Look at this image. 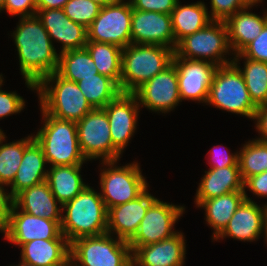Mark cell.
<instances>
[{
    "mask_svg": "<svg viewBox=\"0 0 267 266\" xmlns=\"http://www.w3.org/2000/svg\"><path fill=\"white\" fill-rule=\"evenodd\" d=\"M21 75L31 90L48 75L56 72L59 54L40 19L36 16L20 17L13 32Z\"/></svg>",
    "mask_w": 267,
    "mask_h": 266,
    "instance_id": "1",
    "label": "cell"
},
{
    "mask_svg": "<svg viewBox=\"0 0 267 266\" xmlns=\"http://www.w3.org/2000/svg\"><path fill=\"white\" fill-rule=\"evenodd\" d=\"M61 233L72 241L107 233V213L101 194L89 185L71 201L62 205Z\"/></svg>",
    "mask_w": 267,
    "mask_h": 266,
    "instance_id": "2",
    "label": "cell"
},
{
    "mask_svg": "<svg viewBox=\"0 0 267 266\" xmlns=\"http://www.w3.org/2000/svg\"><path fill=\"white\" fill-rule=\"evenodd\" d=\"M174 50L161 45L129 44L122 49L121 93H133L172 63Z\"/></svg>",
    "mask_w": 267,
    "mask_h": 266,
    "instance_id": "3",
    "label": "cell"
},
{
    "mask_svg": "<svg viewBox=\"0 0 267 266\" xmlns=\"http://www.w3.org/2000/svg\"><path fill=\"white\" fill-rule=\"evenodd\" d=\"M43 127L34 134V140L42 148L51 166L82 165L85 161L79 142L77 124L47 114L42 108Z\"/></svg>",
    "mask_w": 267,
    "mask_h": 266,
    "instance_id": "4",
    "label": "cell"
},
{
    "mask_svg": "<svg viewBox=\"0 0 267 266\" xmlns=\"http://www.w3.org/2000/svg\"><path fill=\"white\" fill-rule=\"evenodd\" d=\"M36 91L40 107L59 119L77 122L93 109L78 84L64 79L56 72L45 77L36 86Z\"/></svg>",
    "mask_w": 267,
    "mask_h": 266,
    "instance_id": "5",
    "label": "cell"
},
{
    "mask_svg": "<svg viewBox=\"0 0 267 266\" xmlns=\"http://www.w3.org/2000/svg\"><path fill=\"white\" fill-rule=\"evenodd\" d=\"M207 104L252 120L258 108L252 102L244 77L234 63L217 67Z\"/></svg>",
    "mask_w": 267,
    "mask_h": 266,
    "instance_id": "6",
    "label": "cell"
},
{
    "mask_svg": "<svg viewBox=\"0 0 267 266\" xmlns=\"http://www.w3.org/2000/svg\"><path fill=\"white\" fill-rule=\"evenodd\" d=\"M105 233L70 243V259L78 266H130L132 251L127 241Z\"/></svg>",
    "mask_w": 267,
    "mask_h": 266,
    "instance_id": "7",
    "label": "cell"
},
{
    "mask_svg": "<svg viewBox=\"0 0 267 266\" xmlns=\"http://www.w3.org/2000/svg\"><path fill=\"white\" fill-rule=\"evenodd\" d=\"M231 51L225 22L212 21L203 29L182 38L176 45V57L210 62L216 66L233 63L224 55Z\"/></svg>",
    "mask_w": 267,
    "mask_h": 266,
    "instance_id": "8",
    "label": "cell"
},
{
    "mask_svg": "<svg viewBox=\"0 0 267 266\" xmlns=\"http://www.w3.org/2000/svg\"><path fill=\"white\" fill-rule=\"evenodd\" d=\"M108 168L100 172L101 198L106 209L135 200L147 188L140 166L137 162L116 166L117 161H102Z\"/></svg>",
    "mask_w": 267,
    "mask_h": 266,
    "instance_id": "9",
    "label": "cell"
},
{
    "mask_svg": "<svg viewBox=\"0 0 267 266\" xmlns=\"http://www.w3.org/2000/svg\"><path fill=\"white\" fill-rule=\"evenodd\" d=\"M78 142L85 159L119 161L122 155L111 140L109 119L103 108H94L76 122Z\"/></svg>",
    "mask_w": 267,
    "mask_h": 266,
    "instance_id": "10",
    "label": "cell"
},
{
    "mask_svg": "<svg viewBox=\"0 0 267 266\" xmlns=\"http://www.w3.org/2000/svg\"><path fill=\"white\" fill-rule=\"evenodd\" d=\"M131 20L130 1L119 0L103 6L87 29L88 41L110 43L123 49L132 43Z\"/></svg>",
    "mask_w": 267,
    "mask_h": 266,
    "instance_id": "11",
    "label": "cell"
},
{
    "mask_svg": "<svg viewBox=\"0 0 267 266\" xmlns=\"http://www.w3.org/2000/svg\"><path fill=\"white\" fill-rule=\"evenodd\" d=\"M184 211V206L156 199L149 206L137 232L128 241L129 246H146L177 234L178 232L174 231L173 227Z\"/></svg>",
    "mask_w": 267,
    "mask_h": 266,
    "instance_id": "12",
    "label": "cell"
},
{
    "mask_svg": "<svg viewBox=\"0 0 267 266\" xmlns=\"http://www.w3.org/2000/svg\"><path fill=\"white\" fill-rule=\"evenodd\" d=\"M61 220H48L19 211L13 203L5 227L0 231L4 233L5 240L18 245L35 239H66L61 233Z\"/></svg>",
    "mask_w": 267,
    "mask_h": 266,
    "instance_id": "13",
    "label": "cell"
},
{
    "mask_svg": "<svg viewBox=\"0 0 267 266\" xmlns=\"http://www.w3.org/2000/svg\"><path fill=\"white\" fill-rule=\"evenodd\" d=\"M133 94L139 105L154 112L172 111L181 101L177 69L172 62L162 72L143 83Z\"/></svg>",
    "mask_w": 267,
    "mask_h": 266,
    "instance_id": "14",
    "label": "cell"
},
{
    "mask_svg": "<svg viewBox=\"0 0 267 266\" xmlns=\"http://www.w3.org/2000/svg\"><path fill=\"white\" fill-rule=\"evenodd\" d=\"M172 62L177 69L181 101L207 103L210 85L218 66L207 61L184 59L175 55Z\"/></svg>",
    "mask_w": 267,
    "mask_h": 266,
    "instance_id": "15",
    "label": "cell"
},
{
    "mask_svg": "<svg viewBox=\"0 0 267 266\" xmlns=\"http://www.w3.org/2000/svg\"><path fill=\"white\" fill-rule=\"evenodd\" d=\"M139 107L133 93H120L103 108L109 119L113 146L121 154L135 133Z\"/></svg>",
    "mask_w": 267,
    "mask_h": 266,
    "instance_id": "16",
    "label": "cell"
},
{
    "mask_svg": "<svg viewBox=\"0 0 267 266\" xmlns=\"http://www.w3.org/2000/svg\"><path fill=\"white\" fill-rule=\"evenodd\" d=\"M131 38L133 44L161 45L175 50L171 14L132 8Z\"/></svg>",
    "mask_w": 267,
    "mask_h": 266,
    "instance_id": "17",
    "label": "cell"
},
{
    "mask_svg": "<svg viewBox=\"0 0 267 266\" xmlns=\"http://www.w3.org/2000/svg\"><path fill=\"white\" fill-rule=\"evenodd\" d=\"M156 199L146 189L135 200L109 208L107 213V233H115L117 238L128 242L137 232L149 206Z\"/></svg>",
    "mask_w": 267,
    "mask_h": 266,
    "instance_id": "18",
    "label": "cell"
},
{
    "mask_svg": "<svg viewBox=\"0 0 267 266\" xmlns=\"http://www.w3.org/2000/svg\"><path fill=\"white\" fill-rule=\"evenodd\" d=\"M36 16L50 39L62 44L60 53L85 47L88 41L87 28L73 22L63 9H37Z\"/></svg>",
    "mask_w": 267,
    "mask_h": 266,
    "instance_id": "19",
    "label": "cell"
},
{
    "mask_svg": "<svg viewBox=\"0 0 267 266\" xmlns=\"http://www.w3.org/2000/svg\"><path fill=\"white\" fill-rule=\"evenodd\" d=\"M245 200L235 211L224 230L214 239L231 237L240 241L253 242L264 233L265 205L261 207L251 200L244 189Z\"/></svg>",
    "mask_w": 267,
    "mask_h": 266,
    "instance_id": "20",
    "label": "cell"
},
{
    "mask_svg": "<svg viewBox=\"0 0 267 266\" xmlns=\"http://www.w3.org/2000/svg\"><path fill=\"white\" fill-rule=\"evenodd\" d=\"M183 233L146 246L130 247L135 266H183L186 244Z\"/></svg>",
    "mask_w": 267,
    "mask_h": 266,
    "instance_id": "21",
    "label": "cell"
},
{
    "mask_svg": "<svg viewBox=\"0 0 267 266\" xmlns=\"http://www.w3.org/2000/svg\"><path fill=\"white\" fill-rule=\"evenodd\" d=\"M260 2L262 0H255L250 6L236 12L225 21L232 54H239L250 42L259 36L267 24V11L264 12L262 17L248 11V9L250 10V8Z\"/></svg>",
    "mask_w": 267,
    "mask_h": 266,
    "instance_id": "22",
    "label": "cell"
},
{
    "mask_svg": "<svg viewBox=\"0 0 267 266\" xmlns=\"http://www.w3.org/2000/svg\"><path fill=\"white\" fill-rule=\"evenodd\" d=\"M21 260L36 266H67L70 242L67 239H35L21 246Z\"/></svg>",
    "mask_w": 267,
    "mask_h": 266,
    "instance_id": "23",
    "label": "cell"
},
{
    "mask_svg": "<svg viewBox=\"0 0 267 266\" xmlns=\"http://www.w3.org/2000/svg\"><path fill=\"white\" fill-rule=\"evenodd\" d=\"M57 202L46 181L23 190L13 199L19 210L48 220H61L62 206Z\"/></svg>",
    "mask_w": 267,
    "mask_h": 266,
    "instance_id": "24",
    "label": "cell"
},
{
    "mask_svg": "<svg viewBox=\"0 0 267 266\" xmlns=\"http://www.w3.org/2000/svg\"><path fill=\"white\" fill-rule=\"evenodd\" d=\"M205 173L196 191L195 204L197 206L203 200H208L230 192L244 191L239 166L215 169L209 168Z\"/></svg>",
    "mask_w": 267,
    "mask_h": 266,
    "instance_id": "25",
    "label": "cell"
},
{
    "mask_svg": "<svg viewBox=\"0 0 267 266\" xmlns=\"http://www.w3.org/2000/svg\"><path fill=\"white\" fill-rule=\"evenodd\" d=\"M42 148L34 140L24 151L21 164L12 182L10 196L14 199L20 192L46 181L48 170Z\"/></svg>",
    "mask_w": 267,
    "mask_h": 266,
    "instance_id": "26",
    "label": "cell"
},
{
    "mask_svg": "<svg viewBox=\"0 0 267 266\" xmlns=\"http://www.w3.org/2000/svg\"><path fill=\"white\" fill-rule=\"evenodd\" d=\"M81 167L82 165L50 166L46 182L61 206L88 186L81 177Z\"/></svg>",
    "mask_w": 267,
    "mask_h": 266,
    "instance_id": "27",
    "label": "cell"
},
{
    "mask_svg": "<svg viewBox=\"0 0 267 266\" xmlns=\"http://www.w3.org/2000/svg\"><path fill=\"white\" fill-rule=\"evenodd\" d=\"M171 17L175 48L182 38L203 29L212 22L208 9L202 1L181 5L178 0Z\"/></svg>",
    "mask_w": 267,
    "mask_h": 266,
    "instance_id": "28",
    "label": "cell"
},
{
    "mask_svg": "<svg viewBox=\"0 0 267 266\" xmlns=\"http://www.w3.org/2000/svg\"><path fill=\"white\" fill-rule=\"evenodd\" d=\"M245 199L244 191H235L203 200L197 206L205 209L206 222L214 230L213 239L224 230Z\"/></svg>",
    "mask_w": 267,
    "mask_h": 266,
    "instance_id": "29",
    "label": "cell"
},
{
    "mask_svg": "<svg viewBox=\"0 0 267 266\" xmlns=\"http://www.w3.org/2000/svg\"><path fill=\"white\" fill-rule=\"evenodd\" d=\"M56 73L64 79L76 83L83 78L95 77V74H99L85 47L59 53Z\"/></svg>",
    "mask_w": 267,
    "mask_h": 266,
    "instance_id": "30",
    "label": "cell"
},
{
    "mask_svg": "<svg viewBox=\"0 0 267 266\" xmlns=\"http://www.w3.org/2000/svg\"><path fill=\"white\" fill-rule=\"evenodd\" d=\"M85 48L88 50L99 74L113 79L120 85L122 48L110 44L87 41Z\"/></svg>",
    "mask_w": 267,
    "mask_h": 266,
    "instance_id": "31",
    "label": "cell"
},
{
    "mask_svg": "<svg viewBox=\"0 0 267 266\" xmlns=\"http://www.w3.org/2000/svg\"><path fill=\"white\" fill-rule=\"evenodd\" d=\"M77 84L93 109L104 108L121 93L119 85L110 77L102 74L83 78Z\"/></svg>",
    "mask_w": 267,
    "mask_h": 266,
    "instance_id": "32",
    "label": "cell"
},
{
    "mask_svg": "<svg viewBox=\"0 0 267 266\" xmlns=\"http://www.w3.org/2000/svg\"><path fill=\"white\" fill-rule=\"evenodd\" d=\"M5 134L0 139V183L10 186L21 164L25 149L34 141V137L27 136L16 142L3 144Z\"/></svg>",
    "mask_w": 267,
    "mask_h": 266,
    "instance_id": "33",
    "label": "cell"
},
{
    "mask_svg": "<svg viewBox=\"0 0 267 266\" xmlns=\"http://www.w3.org/2000/svg\"><path fill=\"white\" fill-rule=\"evenodd\" d=\"M244 60L243 70L238 63L234 64L240 69L244 77L252 102L257 107L267 105V63L248 58Z\"/></svg>",
    "mask_w": 267,
    "mask_h": 266,
    "instance_id": "34",
    "label": "cell"
},
{
    "mask_svg": "<svg viewBox=\"0 0 267 266\" xmlns=\"http://www.w3.org/2000/svg\"><path fill=\"white\" fill-rule=\"evenodd\" d=\"M238 165L243 182L267 171V142L253 139L244 144L238 153Z\"/></svg>",
    "mask_w": 267,
    "mask_h": 266,
    "instance_id": "35",
    "label": "cell"
},
{
    "mask_svg": "<svg viewBox=\"0 0 267 266\" xmlns=\"http://www.w3.org/2000/svg\"><path fill=\"white\" fill-rule=\"evenodd\" d=\"M101 6L92 0H69L63 10L73 21L85 28H89L98 16Z\"/></svg>",
    "mask_w": 267,
    "mask_h": 266,
    "instance_id": "36",
    "label": "cell"
},
{
    "mask_svg": "<svg viewBox=\"0 0 267 266\" xmlns=\"http://www.w3.org/2000/svg\"><path fill=\"white\" fill-rule=\"evenodd\" d=\"M255 0H210L211 11L209 12L212 21L225 22L236 12L250 6Z\"/></svg>",
    "mask_w": 267,
    "mask_h": 266,
    "instance_id": "37",
    "label": "cell"
},
{
    "mask_svg": "<svg viewBox=\"0 0 267 266\" xmlns=\"http://www.w3.org/2000/svg\"><path fill=\"white\" fill-rule=\"evenodd\" d=\"M233 63L242 58L267 63V24L257 38L250 42L239 54L234 55Z\"/></svg>",
    "mask_w": 267,
    "mask_h": 266,
    "instance_id": "38",
    "label": "cell"
},
{
    "mask_svg": "<svg viewBox=\"0 0 267 266\" xmlns=\"http://www.w3.org/2000/svg\"><path fill=\"white\" fill-rule=\"evenodd\" d=\"M3 82L0 83V119L11 114L20 113L25 108L23 97L16 92H5L1 89Z\"/></svg>",
    "mask_w": 267,
    "mask_h": 266,
    "instance_id": "39",
    "label": "cell"
},
{
    "mask_svg": "<svg viewBox=\"0 0 267 266\" xmlns=\"http://www.w3.org/2000/svg\"><path fill=\"white\" fill-rule=\"evenodd\" d=\"M132 8L141 11H152L171 14L178 0H129Z\"/></svg>",
    "mask_w": 267,
    "mask_h": 266,
    "instance_id": "40",
    "label": "cell"
},
{
    "mask_svg": "<svg viewBox=\"0 0 267 266\" xmlns=\"http://www.w3.org/2000/svg\"><path fill=\"white\" fill-rule=\"evenodd\" d=\"M3 10L9 15H20V17L36 15V0H5Z\"/></svg>",
    "mask_w": 267,
    "mask_h": 266,
    "instance_id": "41",
    "label": "cell"
},
{
    "mask_svg": "<svg viewBox=\"0 0 267 266\" xmlns=\"http://www.w3.org/2000/svg\"><path fill=\"white\" fill-rule=\"evenodd\" d=\"M219 147L213 148L208 153L210 154L209 157L211 161L210 166L211 169L215 168H224L228 166H239L238 165V152L235 154L229 153L228 151H223L220 148V151L218 150Z\"/></svg>",
    "mask_w": 267,
    "mask_h": 266,
    "instance_id": "42",
    "label": "cell"
},
{
    "mask_svg": "<svg viewBox=\"0 0 267 266\" xmlns=\"http://www.w3.org/2000/svg\"><path fill=\"white\" fill-rule=\"evenodd\" d=\"M243 188H249L258 197H267V171L248 177L243 182Z\"/></svg>",
    "mask_w": 267,
    "mask_h": 266,
    "instance_id": "43",
    "label": "cell"
},
{
    "mask_svg": "<svg viewBox=\"0 0 267 266\" xmlns=\"http://www.w3.org/2000/svg\"><path fill=\"white\" fill-rule=\"evenodd\" d=\"M5 185L0 183V231L5 227L8 215L10 213L13 199L10 193L5 192Z\"/></svg>",
    "mask_w": 267,
    "mask_h": 266,
    "instance_id": "44",
    "label": "cell"
},
{
    "mask_svg": "<svg viewBox=\"0 0 267 266\" xmlns=\"http://www.w3.org/2000/svg\"><path fill=\"white\" fill-rule=\"evenodd\" d=\"M253 120L256 121V129L261 134L259 141L267 142V105L257 108Z\"/></svg>",
    "mask_w": 267,
    "mask_h": 266,
    "instance_id": "45",
    "label": "cell"
},
{
    "mask_svg": "<svg viewBox=\"0 0 267 266\" xmlns=\"http://www.w3.org/2000/svg\"><path fill=\"white\" fill-rule=\"evenodd\" d=\"M69 0H36L37 9H63Z\"/></svg>",
    "mask_w": 267,
    "mask_h": 266,
    "instance_id": "46",
    "label": "cell"
},
{
    "mask_svg": "<svg viewBox=\"0 0 267 266\" xmlns=\"http://www.w3.org/2000/svg\"><path fill=\"white\" fill-rule=\"evenodd\" d=\"M93 2L99 4L101 7L106 6L110 3L119 1V0H92Z\"/></svg>",
    "mask_w": 267,
    "mask_h": 266,
    "instance_id": "47",
    "label": "cell"
},
{
    "mask_svg": "<svg viewBox=\"0 0 267 266\" xmlns=\"http://www.w3.org/2000/svg\"><path fill=\"white\" fill-rule=\"evenodd\" d=\"M264 235H265V241L267 244V202L265 204V224H264Z\"/></svg>",
    "mask_w": 267,
    "mask_h": 266,
    "instance_id": "48",
    "label": "cell"
},
{
    "mask_svg": "<svg viewBox=\"0 0 267 266\" xmlns=\"http://www.w3.org/2000/svg\"><path fill=\"white\" fill-rule=\"evenodd\" d=\"M16 266H36V265L28 264V263H26V262L21 260L20 263L18 265H16Z\"/></svg>",
    "mask_w": 267,
    "mask_h": 266,
    "instance_id": "49",
    "label": "cell"
},
{
    "mask_svg": "<svg viewBox=\"0 0 267 266\" xmlns=\"http://www.w3.org/2000/svg\"><path fill=\"white\" fill-rule=\"evenodd\" d=\"M4 4H5V0H0V12L3 9Z\"/></svg>",
    "mask_w": 267,
    "mask_h": 266,
    "instance_id": "50",
    "label": "cell"
},
{
    "mask_svg": "<svg viewBox=\"0 0 267 266\" xmlns=\"http://www.w3.org/2000/svg\"><path fill=\"white\" fill-rule=\"evenodd\" d=\"M67 266H78L76 265L71 259L69 260L68 262V265Z\"/></svg>",
    "mask_w": 267,
    "mask_h": 266,
    "instance_id": "51",
    "label": "cell"
},
{
    "mask_svg": "<svg viewBox=\"0 0 267 266\" xmlns=\"http://www.w3.org/2000/svg\"><path fill=\"white\" fill-rule=\"evenodd\" d=\"M4 135V133H3V131H2V129H0V139H1V137Z\"/></svg>",
    "mask_w": 267,
    "mask_h": 266,
    "instance_id": "52",
    "label": "cell"
},
{
    "mask_svg": "<svg viewBox=\"0 0 267 266\" xmlns=\"http://www.w3.org/2000/svg\"><path fill=\"white\" fill-rule=\"evenodd\" d=\"M1 76H2V74H0V83H2L3 79H4L3 76L2 77Z\"/></svg>",
    "mask_w": 267,
    "mask_h": 266,
    "instance_id": "53",
    "label": "cell"
}]
</instances>
